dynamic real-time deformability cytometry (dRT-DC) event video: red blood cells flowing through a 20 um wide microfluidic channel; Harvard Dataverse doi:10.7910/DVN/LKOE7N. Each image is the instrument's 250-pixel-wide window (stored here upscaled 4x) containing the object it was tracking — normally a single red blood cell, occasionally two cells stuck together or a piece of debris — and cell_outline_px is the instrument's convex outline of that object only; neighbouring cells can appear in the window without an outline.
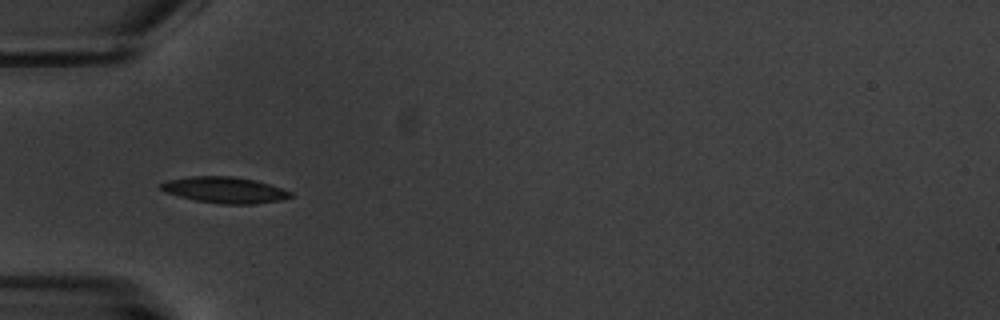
{"species": "common noctule bat (a hibernating species)", "species_latin": "Nyctalus noctula", "temperature_condition": "warm", "stored_images_in_passage": 8, "camera_frame_rate_fps": 3000, "um_per_image_px": 0.085, "animal": {"sex": "male", "body_mass_g": 20.1, "forearm_length_mm": 53.5}, "frame": {"image": 1, "passage_image": 4, "time_ms": 3.667, "image_size_px": [1000, 320], "cell_outline_px": [[292, 196], [280, 200], [252, 204], [220, 204], [196, 200], [180, 196], [168, 192], [160, 188], [160, 184], [168, 180], [188, 176], [232, 176], [256, 180], [292, 192]], "centroid_in_image_um": [19.1, 16.14], "position_along_channel_um": 65.9, "area_um2": 19.48}}
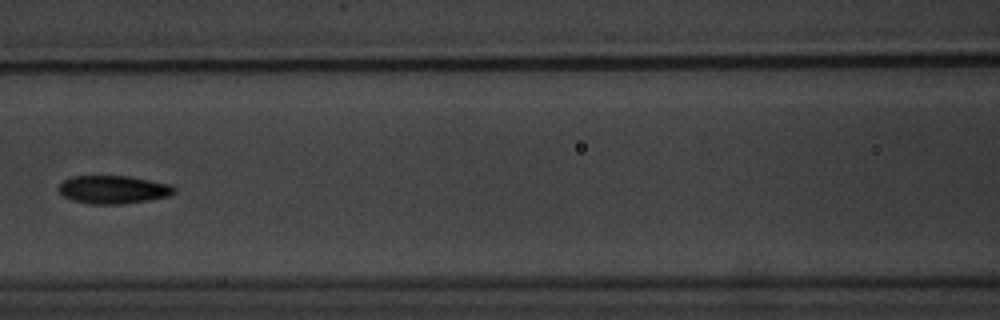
{"frame": {"image": 2, "passage_image": 6, "time_ms": 6.333, "image_size_px": [1000, 320], "cell_outline_px": [[176, 192], [168, 196], [148, 200], [124, 204], [92, 204], [72, 200], [64, 196], [56, 188], [64, 180], [72, 176], [128, 176], [172, 184], [176, 188]], "centroid_in_image_um": [9.64, 16.11], "position_along_channel_um": 157.0, "area_um2": 19.02}}